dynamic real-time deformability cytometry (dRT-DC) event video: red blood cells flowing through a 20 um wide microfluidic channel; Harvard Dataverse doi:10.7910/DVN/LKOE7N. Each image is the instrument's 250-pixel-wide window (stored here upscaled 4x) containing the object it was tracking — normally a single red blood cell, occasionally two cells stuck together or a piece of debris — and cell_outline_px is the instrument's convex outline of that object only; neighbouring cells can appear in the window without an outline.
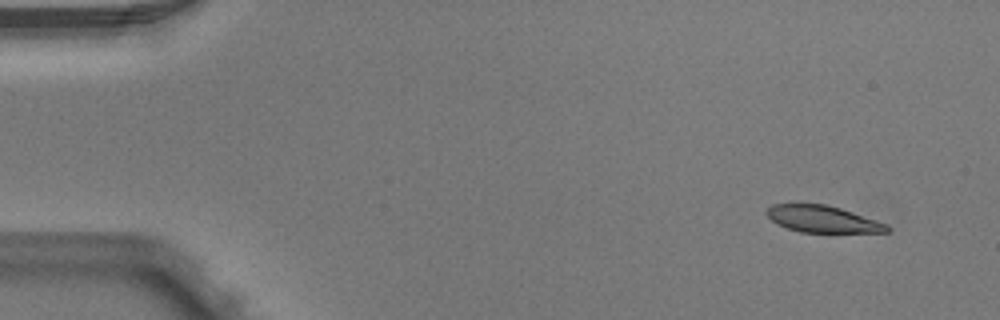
{"species": "Egyptian fruit bat (a non-hibernating species)", "species_latin": "Rousettus aegyptiacus", "temperature_condition": "warm", "stored_images_in_passage": 4, "camera_frame_rate_fps": 3000, "um_per_image_px": 0.085, "animal": {"sex": "male"}, "frame": {"image": 1, "passage_image": 1, "time_ms": 0.0, "image_size_px": [1000, 320], "cell_outline_px": [[892, 228], [888, 232], [800, 232], [776, 224], [764, 212], [772, 204], [792, 200], [824, 204], [840, 208], [888, 224]], "centroid_in_image_um": [69.83, 18.57], "position_along_channel_um": 15.2, "area_um2": 19.42}}
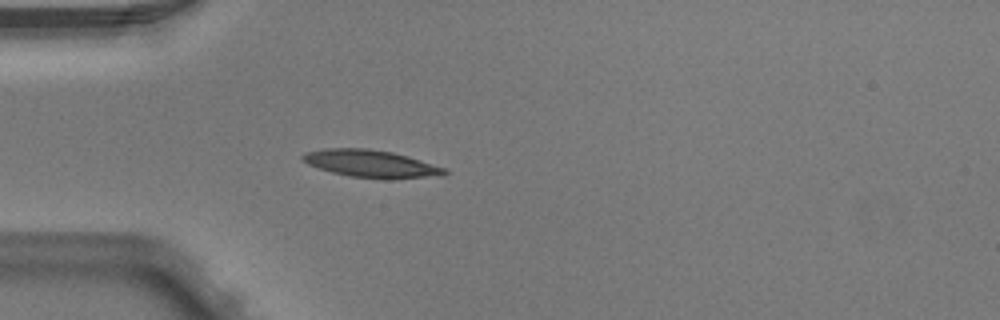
{"frame": {"image": 2, "passage_image": 4, "time_ms": 1.0, "image_size_px": [1000, 320], "cell_outline_px": [[448, 172], [444, 176], [348, 176], [332, 172], [308, 164], [300, 156], [304, 152], [324, 148], [368, 148], [392, 152], [408, 156], [444, 168]], "centroid_in_image_um": [31.44, 13.85], "position_along_channel_um": 53.6, "area_um2": 21.56}}